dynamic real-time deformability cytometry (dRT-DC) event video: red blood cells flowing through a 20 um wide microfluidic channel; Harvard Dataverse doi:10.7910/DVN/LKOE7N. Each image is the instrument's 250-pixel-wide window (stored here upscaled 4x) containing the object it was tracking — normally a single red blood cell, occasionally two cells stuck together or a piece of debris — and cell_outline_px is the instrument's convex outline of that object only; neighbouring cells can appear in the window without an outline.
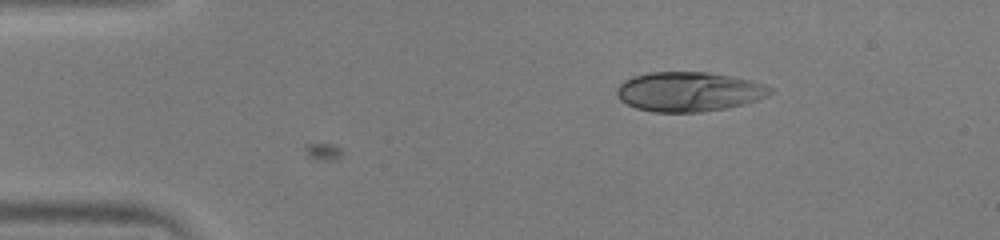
{"species": "human", "species_latin": "Homo sapiens", "temperature_condition": "warm", "stored_images_in_passage": 22, "camera_frame_rate_fps": 3000, "um_per_image_px": 0.085, "donor": {"sex": "male"}, "frame": {"image": 1, "passage_image": 1, "time_ms": 0.0, "image_size_px": [1000, 240], "cell_outline_px": [[772, 92], [768, 96], [756, 100], [724, 108], [700, 112], [652, 112], [636, 108], [620, 100], [616, 92], [616, 88], [624, 80], [632, 76], [648, 72], [708, 72], [732, 76], [752, 80], [764, 84], [772, 88]], "centroid_in_image_um": [58.53, 7.78], "position_along_channel_um": 26.5, "area_um2": 35.37}}
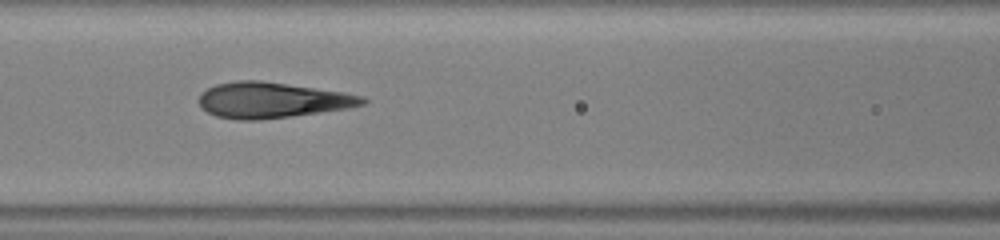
{"frame": {"image": 2, "passage_image": 15, "time_ms": 4.667, "image_size_px": [1000, 240], "cell_outline_px": [[368, 100], [364, 104], [352, 108], [260, 120], [236, 120], [216, 116], [208, 112], [200, 104], [200, 92], [216, 84], [236, 80], [260, 80], [344, 92], [364, 96]], "centroid_in_image_um": [23.15, 8.51], "position_along_channel_um": 143.4, "area_um2": 34.1}}
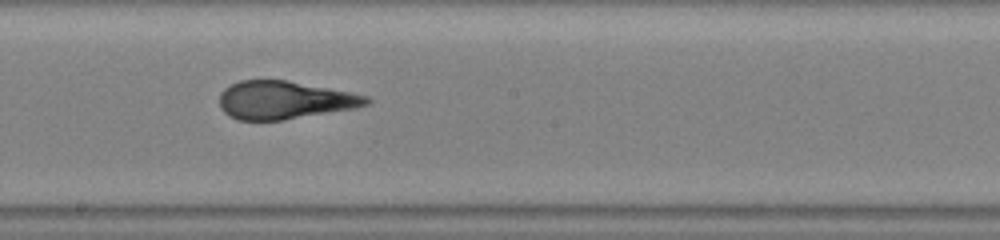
{"frame": {"image": 3, "passage_image": 21, "time_ms": 6.667, "image_size_px": [1000, 240], "cell_outline_px": [[372, 100], [368, 104], [356, 108], [284, 120], [236, 120], [228, 116], [220, 108], [220, 92], [224, 88], [240, 80], [284, 80], [328, 88], [368, 96]], "centroid_in_image_um": [24.15, 8.52], "position_along_channel_um": 224.1, "area_um2": 32.48}}